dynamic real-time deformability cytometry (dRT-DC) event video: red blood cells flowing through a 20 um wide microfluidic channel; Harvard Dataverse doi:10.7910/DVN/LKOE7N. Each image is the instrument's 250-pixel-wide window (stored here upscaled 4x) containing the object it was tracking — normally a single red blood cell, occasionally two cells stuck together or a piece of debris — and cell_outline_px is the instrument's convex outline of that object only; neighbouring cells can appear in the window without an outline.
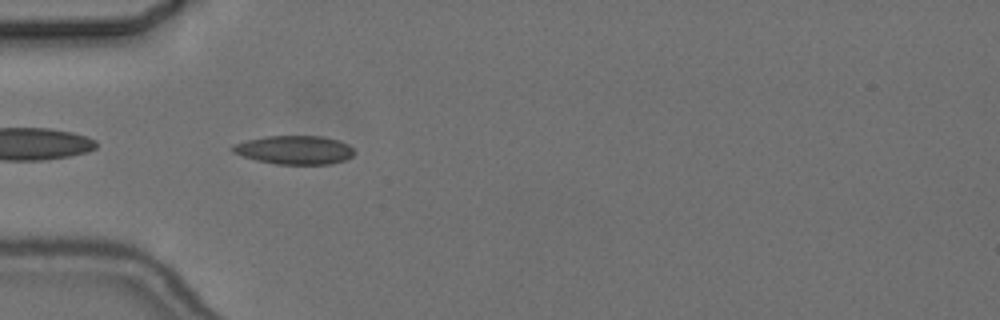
{"species": "common noctule bat (a hibernating species)", "species_latin": "Nyctalus noctula", "temperature_condition": "cold", "stored_images_in_passage": 5, "camera_frame_rate_fps": 3000, "um_per_image_px": 0.085, "animal": {"sex": "female", "body_mass_g": 24.6, "forearm_length_mm": 56.2}, "frame": {"image": 1, "passage_image": 5, "time_ms": 5.333, "image_size_px": [1000, 320], "cell_outline_px": [[352, 156], [344, 160], [328, 164], [276, 164], [256, 160], [232, 152], [228, 148], [232, 144], [264, 136], [324, 136], [340, 140], [348, 144], [352, 148]], "centroid_in_image_um": [24.99, 12.73], "position_along_channel_um": 60.0, "area_um2": 20.35}}